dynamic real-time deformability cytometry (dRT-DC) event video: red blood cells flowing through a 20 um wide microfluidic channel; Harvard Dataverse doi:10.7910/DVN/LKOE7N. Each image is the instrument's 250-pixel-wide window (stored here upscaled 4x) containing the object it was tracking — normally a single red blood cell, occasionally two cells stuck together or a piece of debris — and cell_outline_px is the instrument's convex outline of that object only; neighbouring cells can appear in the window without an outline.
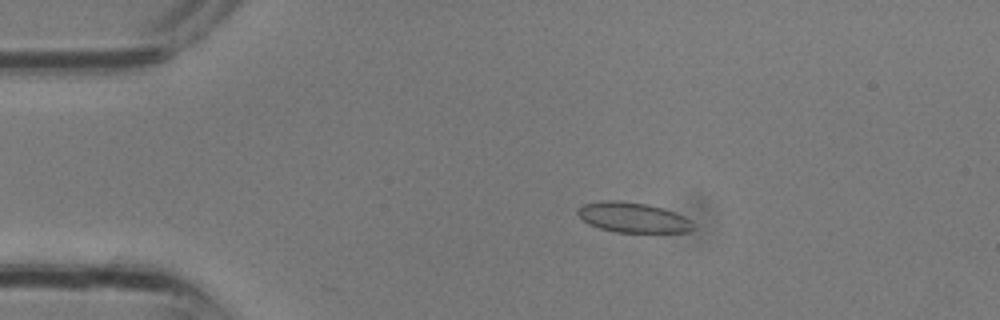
{"species": "common noctule bat (a hibernating species)", "species_latin": "Nyctalus noctula", "temperature_condition": "room temperature", "stored_images_in_passage": 33, "camera_frame_rate_fps": 3000, "um_per_image_px": 0.085, "animal": {"sex": "male", "body_mass_g": 13.3}, "frame": {"image": 1, "passage_image": 7, "time_ms": 2.0, "image_size_px": [1000, 320], "cell_outline_px": [[692, 228], [688, 232], [616, 232], [600, 228], [588, 224], [576, 212], [576, 208], [584, 204], [600, 200], [616, 200], [648, 204], [664, 208], [684, 216], [692, 220]], "centroid_in_image_um": [53.78, 18.47], "position_along_channel_um": 31.2, "area_um2": 20.29}}
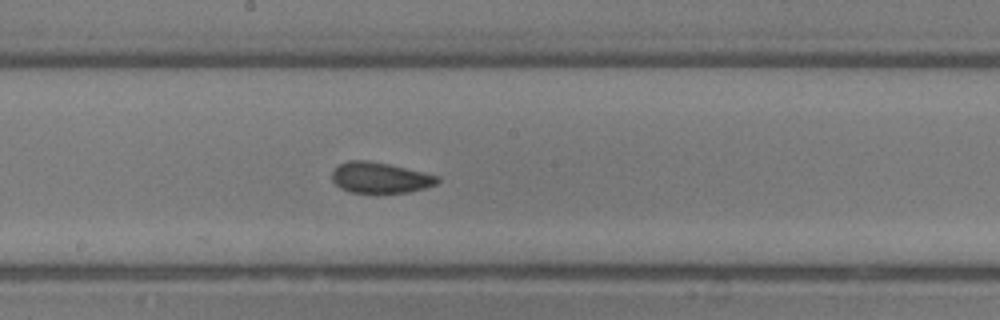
{"frame": {"image": 2, "passage_image": 18, "time_ms": 5.667, "image_size_px": [1000, 320], "cell_outline_px": [[440, 180], [436, 184], [424, 188], [408, 192], [348, 192], [340, 188], [332, 180], [332, 172], [340, 164], [348, 160], [368, 160], [388, 164], [424, 172], [440, 176]], "centroid_in_image_um": [32.31, 15.09], "position_along_channel_um": 215.9, "area_um2": 18.79}}
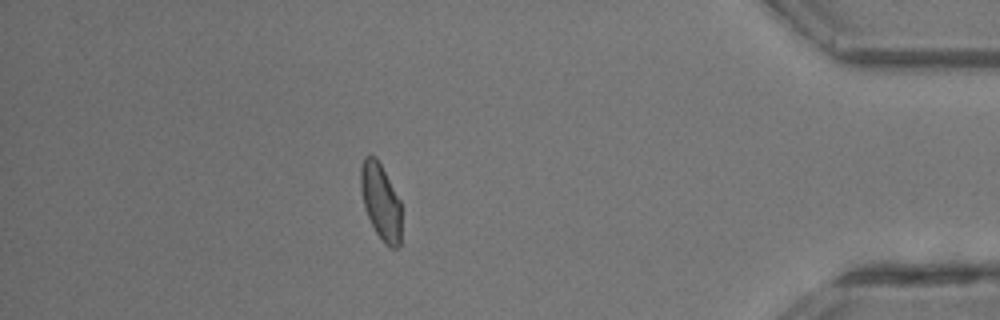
{"frame": {"image": 3, "passage_image": 29, "time_ms": 9.333, "image_size_px": [1000, 320], "cell_outline_px": [[400, 244], [396, 248], [388, 248], [384, 244], [376, 232], [368, 216], [364, 204], [360, 188], [360, 168], [364, 156], [376, 156], [400, 200]], "centroid_in_image_um": [32.35, 17.13], "position_along_channel_um": 402.8, "area_um2": 17.92}}